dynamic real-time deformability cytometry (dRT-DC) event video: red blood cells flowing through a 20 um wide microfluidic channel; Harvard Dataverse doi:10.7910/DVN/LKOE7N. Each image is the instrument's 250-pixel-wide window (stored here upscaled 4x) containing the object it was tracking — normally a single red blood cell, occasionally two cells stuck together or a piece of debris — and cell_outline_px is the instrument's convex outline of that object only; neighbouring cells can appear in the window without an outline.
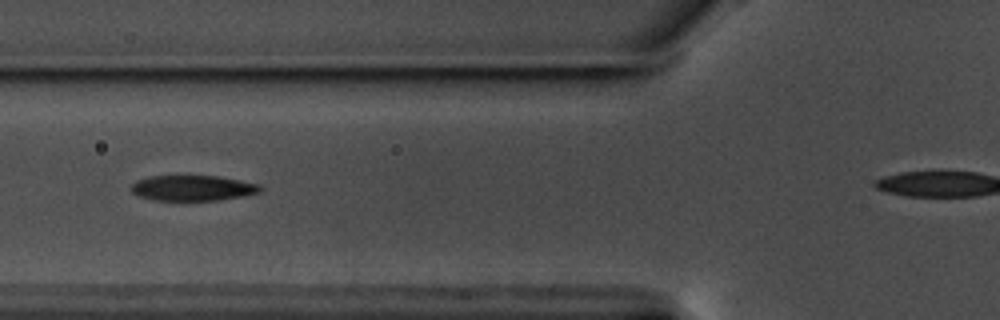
{"species": "common noctule bat (a hibernating species)", "species_latin": "Nyctalus noctula", "temperature_condition": "warm", "stored_images_in_passage": 11, "camera_frame_rate_fps": 3000, "um_per_image_px": 0.085, "animal": {"sex": "male", "body_mass_g": 17.5, "forearm_length_mm": 52.3}, "frame": {"image": 1, "passage_image": 7, "time_ms": 2.0, "image_size_px": [1000, 320], "cell_outline_px": [[264, 188], [260, 192], [244, 196], [216, 200], [152, 200], [140, 196], [132, 192], [132, 184], [136, 180], [148, 176], [216, 176], [240, 180], [260, 184]], "centroid_in_image_um": [16.41, 15.98], "position_along_channel_um": 109.4, "area_um2": 19.13}}